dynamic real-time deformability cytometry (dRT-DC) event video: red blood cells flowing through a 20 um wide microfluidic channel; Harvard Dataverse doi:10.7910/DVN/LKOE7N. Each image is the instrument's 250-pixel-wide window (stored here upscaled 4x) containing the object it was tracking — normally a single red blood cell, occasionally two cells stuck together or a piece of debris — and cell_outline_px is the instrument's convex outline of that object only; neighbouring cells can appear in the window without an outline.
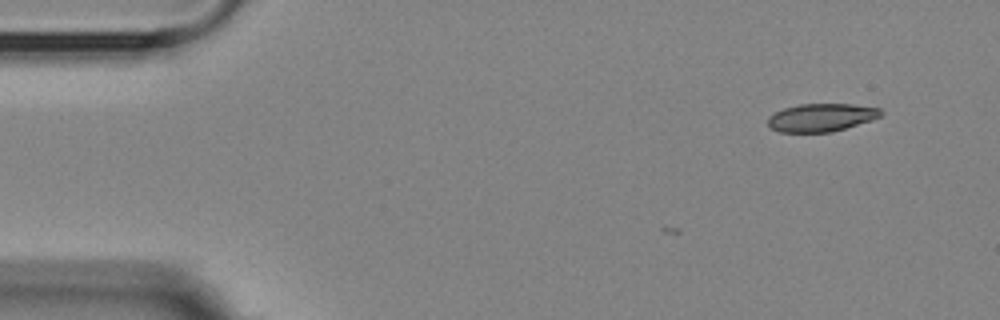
{"species": "Egyptian fruit bat (a non-hibernating species)", "species_latin": "Rousettus aegyptiacus", "temperature_condition": "room temperature", "stored_images_in_passage": 2, "camera_frame_rate_fps": 3000, "um_per_image_px": 0.085, "animal": {"sex": "female"}, "frame": {"image": 1, "passage_image": 2, "time_ms": 1.0, "image_size_px": [1000, 320], "cell_outline_px": [[884, 112], [880, 116], [872, 120], [832, 132], [780, 132], [772, 128], [768, 124], [768, 116], [784, 108], [800, 104], [852, 104], [880, 108]], "centroid_in_image_um": [69.83, 9.98], "position_along_channel_um": 15.2, "area_um2": 18.38}}